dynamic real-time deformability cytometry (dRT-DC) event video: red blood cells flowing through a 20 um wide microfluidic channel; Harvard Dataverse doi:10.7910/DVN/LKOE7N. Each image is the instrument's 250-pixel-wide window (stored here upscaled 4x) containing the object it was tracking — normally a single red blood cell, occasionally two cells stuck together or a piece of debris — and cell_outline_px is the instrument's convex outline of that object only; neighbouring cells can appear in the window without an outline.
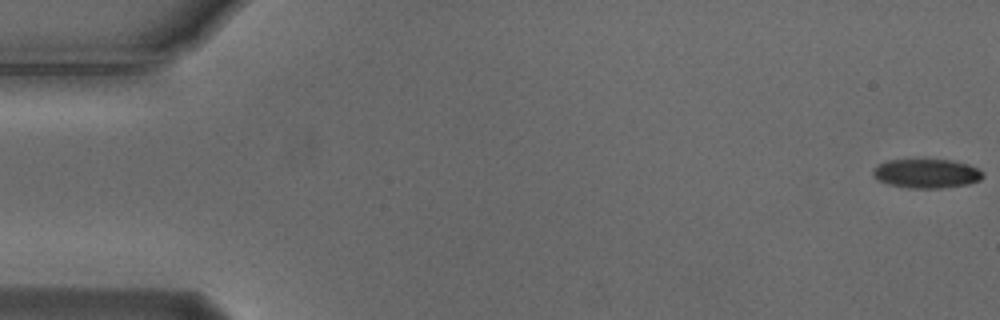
{"species": "Egyptian fruit bat (a non-hibernating species)", "species_latin": "Rousettus aegyptiacus", "temperature_condition": "cold", "stored_images_in_passage": 55, "camera_frame_rate_fps": 3000, "um_per_image_px": 0.085, "animal": {"sex": "male"}, "frame": {"image": 1, "passage_image": 1, "time_ms": 0.0, "image_size_px": [1000, 320], "cell_outline_px": [[984, 176], [980, 180], [968, 184], [940, 188], [908, 188], [888, 184], [876, 180], [872, 176], [872, 172], [880, 164], [888, 160], [952, 160], [968, 164], [984, 172]], "centroid_in_image_um": [78.76, 14.76], "position_along_channel_um": 6.2, "area_um2": 18.61}}
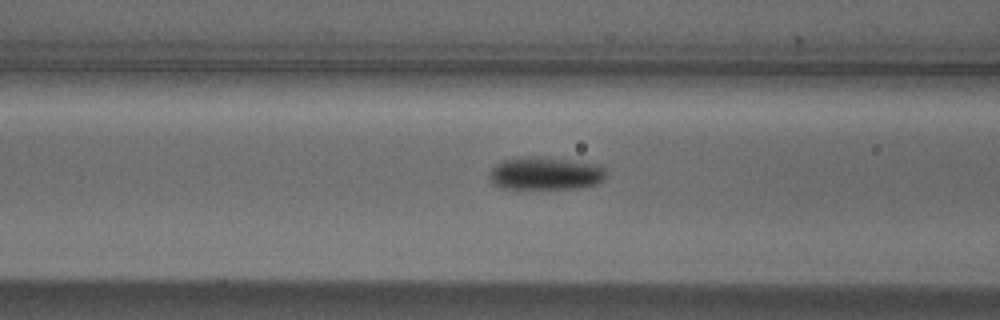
{"frame": {"image": 2, "passage_image": 22, "time_ms": 7.0, "image_size_px": [1000, 320], "cell_outline_px": [[604, 180], [596, 184], [572, 188], [504, 188], [492, 184], [488, 176], [488, 172], [496, 164], [504, 160], [528, 156], [540, 156], [600, 164], [604, 168]], "centroid_in_image_um": [46.33, 14.73], "position_along_channel_um": 120.3, "area_um2": 22.31}}
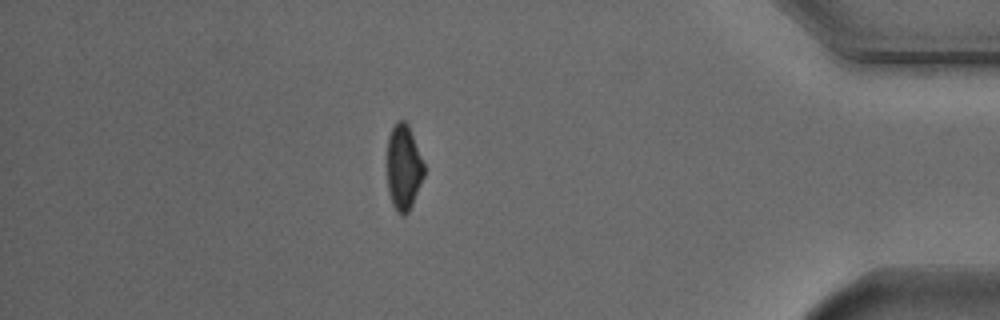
{"frame": {"image": 3, "passage_image": 48, "time_ms": 15.667, "image_size_px": [1000, 320], "cell_outline_px": [[424, 176], [412, 204], [408, 212], [404, 216], [400, 216], [396, 212], [392, 204], [388, 192], [388, 136], [396, 120], [404, 120], [408, 124], [424, 164]], "centroid_in_image_um": [34.3, 14.25], "position_along_channel_um": 400.9, "area_um2": 18.32}, "authors_computed_cell_mechanics": {"area_um2": 20.1722, "velocity_mm_per_s": 3.7423, "shape_relaxation_time_tau1_ms": 3.4982, "shape_relaxation_time_tau2_ms": null, "deformation_change_tau1": 0.1103, "deformation_change_tau2": null}}